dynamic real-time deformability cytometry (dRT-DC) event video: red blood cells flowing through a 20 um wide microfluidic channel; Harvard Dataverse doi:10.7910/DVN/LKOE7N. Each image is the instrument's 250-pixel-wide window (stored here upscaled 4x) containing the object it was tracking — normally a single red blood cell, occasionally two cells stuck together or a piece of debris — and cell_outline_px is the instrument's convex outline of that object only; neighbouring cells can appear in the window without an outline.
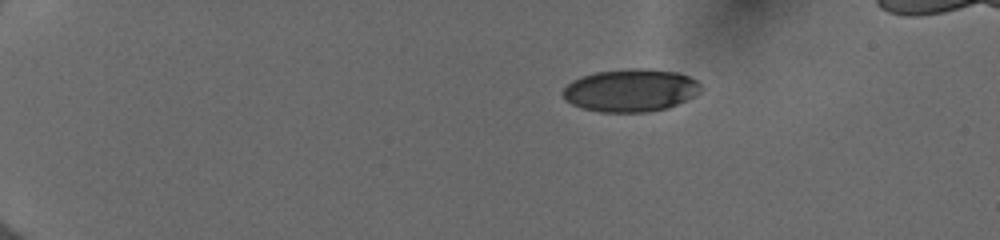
{"species": "human", "species_latin": "Homo sapiens", "temperature_condition": "cold", "stored_images_in_passage": 43, "camera_frame_rate_fps": 3000, "um_per_image_px": 0.085, "donor": {"sex": "female"}, "frame": {"image": 1, "passage_image": 1, "time_ms": 0.0, "image_size_px": [1000, 240], "cell_outline_px": [[704, 88], [700, 92], [676, 104], [664, 108], [648, 112], [600, 112], [584, 108], [572, 104], [564, 100], [560, 92], [572, 80], [580, 76], [596, 72], [628, 68], [644, 68], [676, 72], [688, 76], [696, 80]], "centroid_in_image_um": [53.56, 7.67], "position_along_channel_um": 31.4, "area_um2": 34.39}}
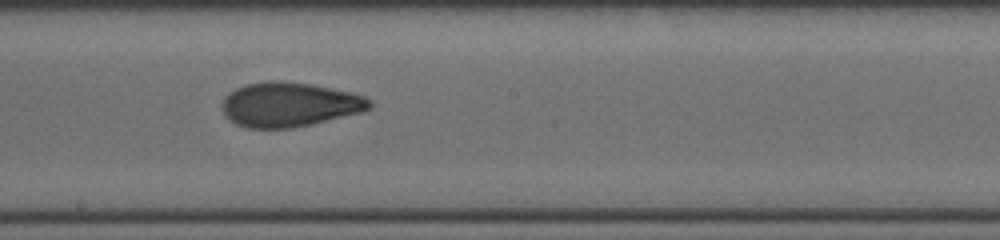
{"frame": {"image": 2, "passage_image": 23, "time_ms": 7.333, "image_size_px": [1000, 240], "cell_outline_px": [[372, 108], [360, 112], [312, 124], [288, 128], [248, 128], [236, 124], [224, 112], [220, 104], [236, 88], [248, 84], [268, 80], [280, 80], [308, 84], [332, 88], [352, 92], [364, 96], [372, 100]], "centroid_in_image_um": [24.64, 8.88], "position_along_channel_um": 223.6, "area_um2": 37.92}}
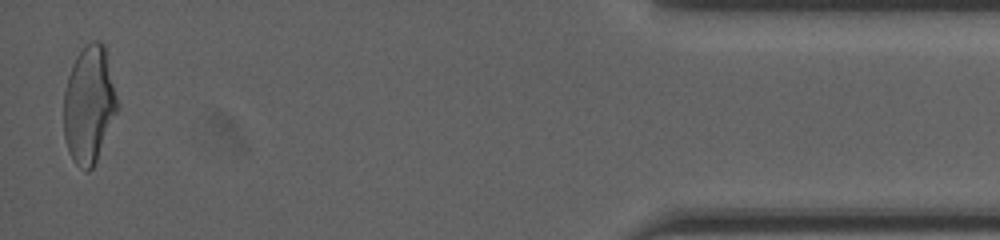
{"frame": {"image": 3, "passage_image": 43, "time_ms": 14.0, "image_size_px": [1000, 240], "cell_outline_px": [[120, 104], [96, 160], [92, 168], [88, 172], [80, 168], [72, 160], [68, 152], [64, 136], [64, 92], [68, 76], [72, 64], [76, 56], [92, 40], [100, 40], [104, 44]], "centroid_in_image_um": [7.57, 8.89], "position_along_channel_um": 427.6, "area_um2": 36.7}, "authors_computed_cell_mechanics": {"area_um2": 36.7608, "velocity_mm_per_s": 4.0219, "shape_relaxation_time_tau1_ms": 7.0803, "shape_relaxation_time_tau2_ms": 1.4504, "deformation_change_tau1": 0.1994, "deformation_change_tau2": 0.0812}}